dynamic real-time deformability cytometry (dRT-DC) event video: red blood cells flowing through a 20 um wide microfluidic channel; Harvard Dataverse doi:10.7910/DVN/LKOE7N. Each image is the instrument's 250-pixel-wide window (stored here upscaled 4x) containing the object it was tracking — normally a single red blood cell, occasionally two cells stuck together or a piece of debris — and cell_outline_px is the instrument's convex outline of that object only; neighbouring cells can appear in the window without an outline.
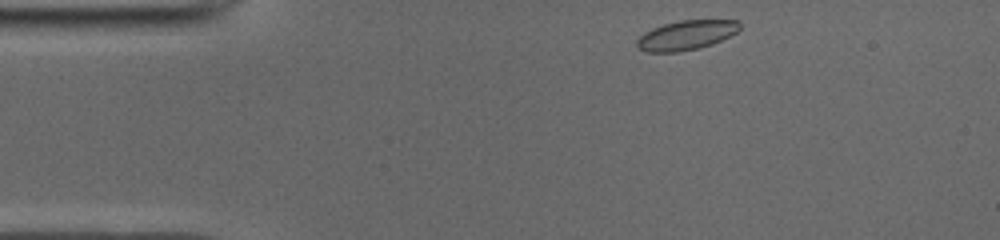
{"species": "common noctule bat (a hibernating species)", "species_latin": "Nyctalus noctula", "temperature_condition": "cold", "stored_images_in_passage": 43, "camera_frame_rate_fps": 3000, "um_per_image_px": 0.085, "animal": {"sex": "male", "body_mass_g": 19.0, "forearm_length_mm": 50.8}, "frame": {"image": 1, "passage_image": 1, "time_ms": 0.0, "image_size_px": [1000, 240], "cell_outline_px": [[740, 28], [736, 32], [712, 44], [700, 48], [676, 52], [648, 52], [640, 48], [636, 44], [636, 40], [644, 32], [652, 28], [664, 24], [680, 20], [736, 20], [740, 24]], "centroid_in_image_um": [58.31, 2.99], "position_along_channel_um": 26.7, "area_um2": 17.51}}
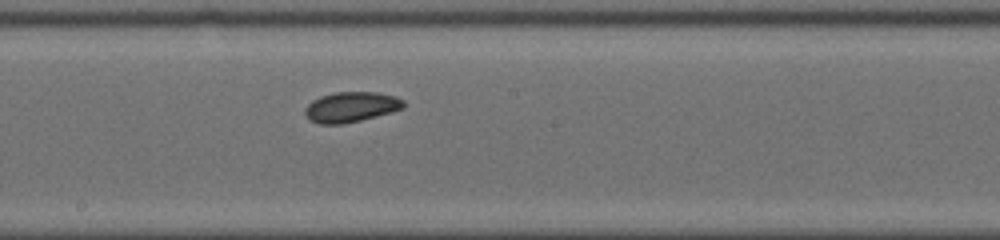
{"frame": {"image": 2, "passage_image": 20, "time_ms": 6.333, "image_size_px": [1000, 240], "cell_outline_px": [[404, 108], [392, 112], [360, 120], [340, 124], [320, 124], [312, 120], [304, 112], [304, 108], [312, 100], [320, 96], [336, 92], [376, 92], [396, 96], [404, 100]], "centroid_in_image_um": [29.86, 9.08], "position_along_channel_um": 218.3, "area_um2": 17.28}}
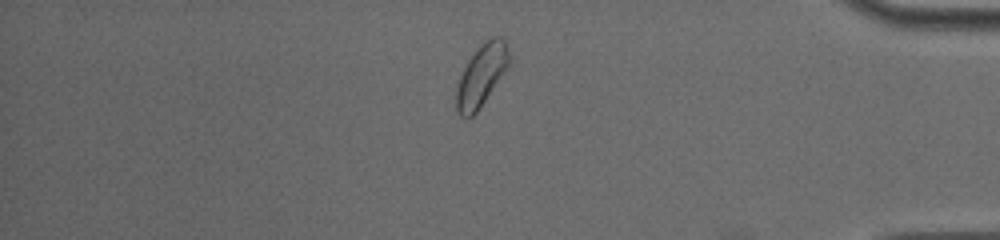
{"frame": {"image": 3, "passage_image": 36, "time_ms": 11.667, "image_size_px": [1000, 240], "cell_outline_px": [[508, 64], [476, 112], [472, 116], [460, 116], [456, 108], [456, 88], [460, 76], [468, 60], [484, 40], [492, 36], [500, 36], [504, 40], [508, 48]], "centroid_in_image_um": [40.88, 6.37], "position_along_channel_um": 394.3, "area_um2": 18.21}}